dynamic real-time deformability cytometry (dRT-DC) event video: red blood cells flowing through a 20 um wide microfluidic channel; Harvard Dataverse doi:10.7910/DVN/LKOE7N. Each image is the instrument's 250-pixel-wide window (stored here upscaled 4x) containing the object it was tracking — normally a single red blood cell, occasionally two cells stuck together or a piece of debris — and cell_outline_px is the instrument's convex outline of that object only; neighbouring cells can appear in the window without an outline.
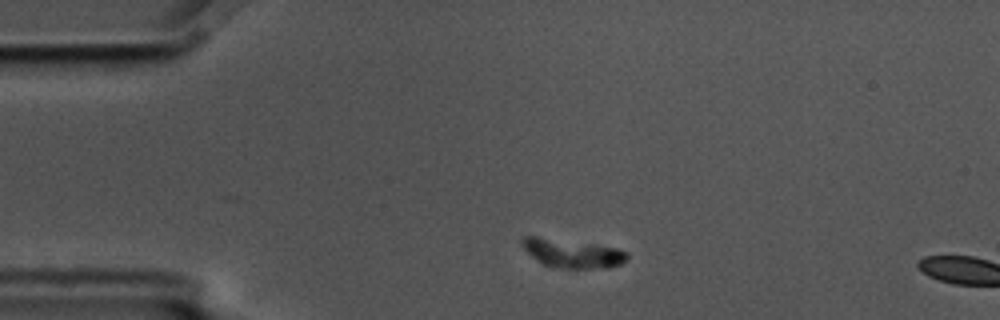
{"species": "common noctule bat (a hibernating species)", "species_latin": "Nyctalus noctula", "temperature_condition": "cold", "stored_images_in_passage": 2, "camera_frame_rate_fps": 3000, "um_per_image_px": 0.085, "animal": {"sex": "male", "body_mass_g": 17.5, "forearm_length_mm": 52.3}, "frame": {"image": 1, "passage_image": 1, "time_ms": 0.0, "image_size_px": [1000, 320], "cell_outline_px": [[628, 256], [620, 264], [608, 268], [552, 268], [536, 260], [520, 244], [520, 240], [524, 236], [536, 236], [596, 244], [616, 248], [628, 252]], "centroid_in_image_um": [48.62, 21.53], "position_along_channel_um": 36.4, "area_um2": 17.57}}